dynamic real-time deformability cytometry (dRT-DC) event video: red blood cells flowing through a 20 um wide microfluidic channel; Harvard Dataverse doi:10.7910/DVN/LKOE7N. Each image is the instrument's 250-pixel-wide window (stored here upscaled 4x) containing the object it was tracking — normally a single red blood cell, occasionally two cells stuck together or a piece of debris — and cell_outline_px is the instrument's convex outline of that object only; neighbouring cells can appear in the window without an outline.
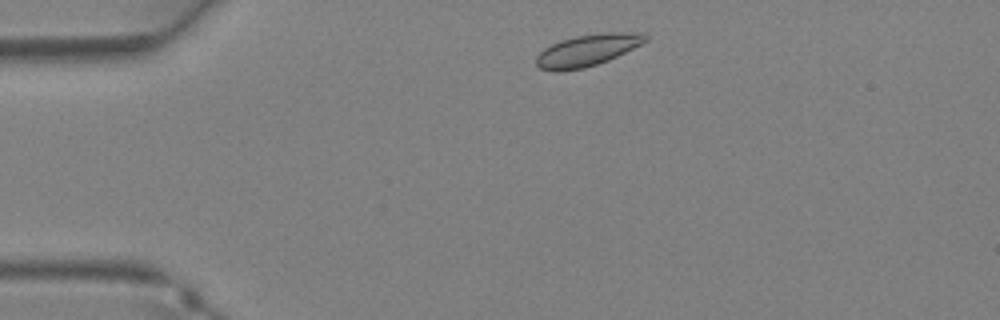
{"species": "Egyptian fruit bat (a non-hibernating species)", "species_latin": "Rousettus aegyptiacus", "temperature_condition": "warm", "stored_images_in_passage": 5, "camera_frame_rate_fps": 3000, "um_per_image_px": 0.085, "animal": {"sex": "female"}, "frame": {"image": 1, "passage_image": 2, "time_ms": 0.333, "image_size_px": [1000, 320], "cell_outline_px": [[648, 40], [608, 60], [584, 68], [560, 72], [556, 72], [540, 68], [536, 64], [536, 56], [544, 48], [560, 40], [576, 36], [604, 32], [644, 32], [648, 36]], "centroid_in_image_um": [49.91, 4.26], "position_along_channel_um": 35.1, "area_um2": 20.17}}